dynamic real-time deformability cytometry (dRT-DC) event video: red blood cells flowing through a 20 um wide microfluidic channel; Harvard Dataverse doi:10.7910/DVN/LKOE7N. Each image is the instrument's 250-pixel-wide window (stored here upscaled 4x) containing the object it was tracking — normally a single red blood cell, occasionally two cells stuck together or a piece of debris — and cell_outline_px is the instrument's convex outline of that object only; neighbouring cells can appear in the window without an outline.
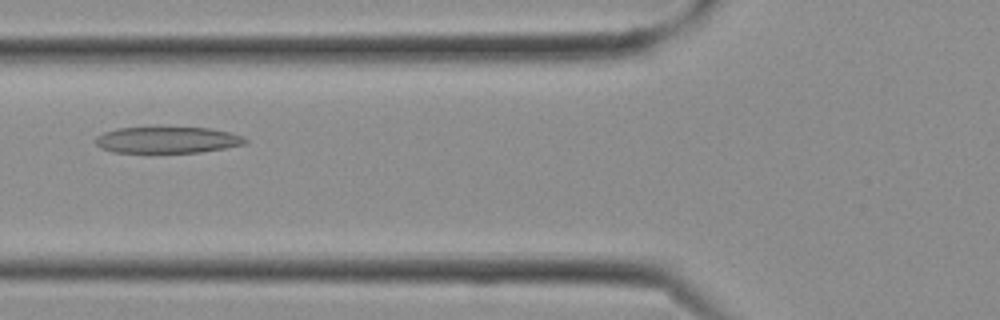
{"species": "Egyptian fruit bat (a non-hibernating species)", "species_latin": "Rousettus aegyptiacus", "temperature_condition": "cold", "stored_images_in_passage": 11, "camera_frame_rate_fps": 3000, "um_per_image_px": 0.085, "frame": {"image": 1, "passage_image": 10, "time_ms": 3.0, "image_size_px": [1000, 320], "cell_outline_px": [[248, 140], [244, 144], [224, 148], [200, 152], [112, 152], [96, 144], [96, 136], [104, 132], [116, 128], [208, 128], [228, 132], [240, 136]], "centroid_in_image_um": [14.2, 11.9], "position_along_channel_um": 111.6, "area_um2": 22.48}}